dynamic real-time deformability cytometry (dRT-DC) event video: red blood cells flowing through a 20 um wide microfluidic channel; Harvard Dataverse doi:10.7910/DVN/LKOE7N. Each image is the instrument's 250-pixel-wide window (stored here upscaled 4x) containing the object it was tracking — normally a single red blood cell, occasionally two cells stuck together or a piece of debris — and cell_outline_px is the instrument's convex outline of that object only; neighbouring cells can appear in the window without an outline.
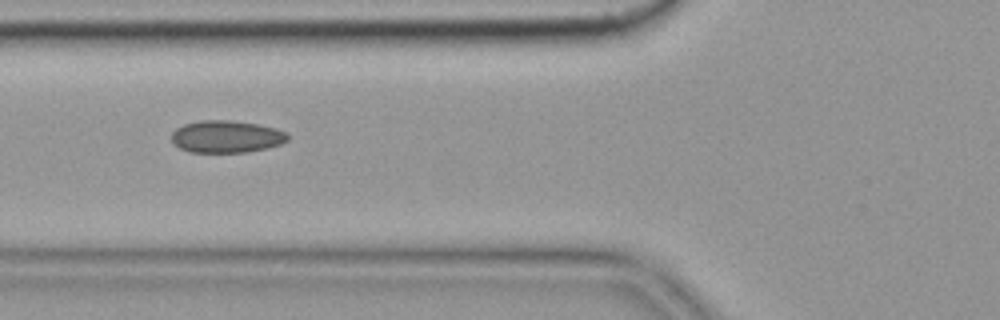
{"species": "common noctule bat (a hibernating species)", "species_latin": "Nyctalus noctula", "temperature_condition": "cold", "stored_images_in_passage": 9, "camera_frame_rate_fps": 3000, "um_per_image_px": 0.085, "animal": {"sex": "female", "body_mass_g": 19.9}, "frame": {"image": 1, "passage_image": 6, "time_ms": 1.667, "image_size_px": [1000, 320], "cell_outline_px": [[288, 140], [280, 144], [268, 148], [244, 152], [188, 152], [172, 144], [172, 132], [176, 128], [184, 124], [200, 120], [228, 120], [256, 124], [276, 128], [288, 132]], "centroid_in_image_um": [19.23, 11.61], "position_along_channel_um": 106.6, "area_um2": 21.91}}